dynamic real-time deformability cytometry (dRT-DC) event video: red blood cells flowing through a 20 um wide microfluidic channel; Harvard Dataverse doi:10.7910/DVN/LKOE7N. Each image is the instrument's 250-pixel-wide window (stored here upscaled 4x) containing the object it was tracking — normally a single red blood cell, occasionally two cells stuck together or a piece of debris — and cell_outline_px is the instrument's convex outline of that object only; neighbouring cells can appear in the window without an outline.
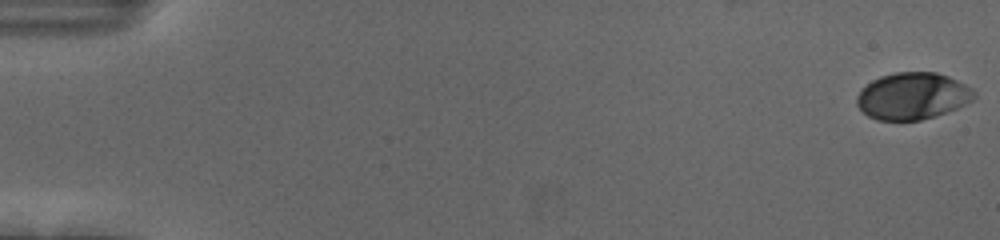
{"species": "human", "species_latin": "Homo sapiens", "temperature_condition": "cold", "stored_images_in_passage": 56, "camera_frame_rate_fps": 3000, "um_per_image_px": 0.085, "donor": {"sex": "female"}, "frame": {"image": 1, "passage_image": 1, "time_ms": 0.0, "image_size_px": [1000, 240], "cell_outline_px": [[976, 96], [972, 100], [956, 108], [920, 120], [876, 120], [868, 116], [856, 104], [856, 96], [860, 88], [872, 80], [880, 76], [896, 72], [936, 72], [948, 76], [972, 88], [976, 92]], "centroid_in_image_um": [77.53, 8.15], "position_along_channel_um": 7.5, "area_um2": 31.96}}
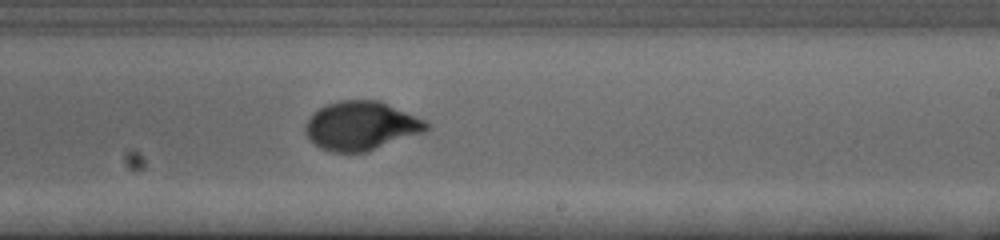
{"frame": {"image": 2, "passage_image": 35, "time_ms": 11.333, "image_size_px": [1000, 240], "cell_outline_px": [[428, 128], [424, 132], [364, 152], [332, 152], [320, 148], [304, 132], [304, 124], [312, 112], [328, 104], [340, 100], [380, 100], [416, 116], [424, 120], [428, 124]], "centroid_in_image_um": [30.66, 10.68], "position_along_channel_um": 258.3, "area_um2": 34.16}}
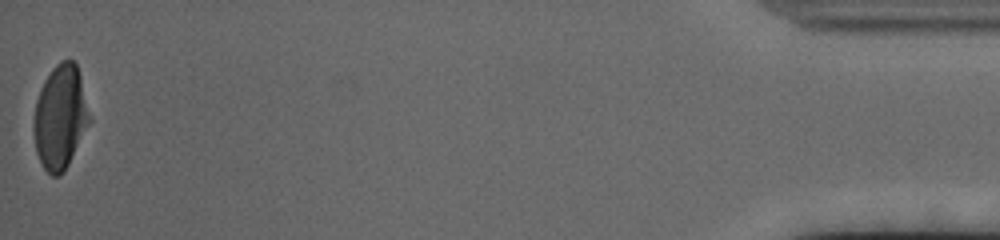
{"frame": {"image": 3, "passage_image": 56, "time_ms": 18.333, "image_size_px": [1000, 240], "cell_outline_px": [[92, 120], [64, 172], [60, 176], [52, 176], [44, 168], [36, 152], [32, 128], [36, 100], [40, 88], [44, 80], [52, 68], [60, 60], [72, 60], [76, 64], [80, 76], [92, 116]], "centroid_in_image_um": [5.13, 9.95], "position_along_channel_um": 430.1, "area_um2": 34.22}, "authors_computed_cell_mechanics": {"area_um2": 33.6685, "velocity_mm_per_s": 3.6904, "shape_relaxation_time_tau1_ms": 3.28, "shape_relaxation_time_tau2_ms": null, "deformation_change_tau1": 0.1441, "deformation_change_tau2": null}}